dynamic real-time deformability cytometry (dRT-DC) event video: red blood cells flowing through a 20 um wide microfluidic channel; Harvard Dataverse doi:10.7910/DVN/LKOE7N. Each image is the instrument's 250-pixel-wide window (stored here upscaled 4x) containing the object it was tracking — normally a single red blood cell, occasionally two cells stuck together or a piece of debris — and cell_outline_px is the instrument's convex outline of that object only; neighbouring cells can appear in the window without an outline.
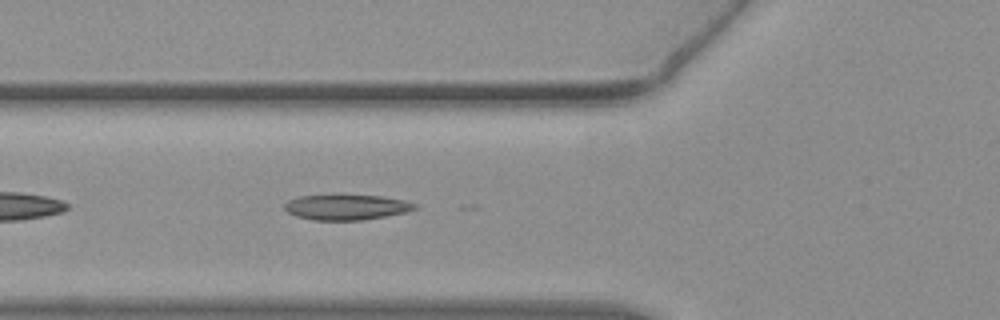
{"species": "common noctule bat (a hibernating species)", "species_latin": "Nyctalus noctula", "temperature_condition": "warm", "stored_images_in_passage": 36, "camera_frame_rate_fps": 3000, "um_per_image_px": 0.085, "animal": {"sex": "female", "body_mass_g": 19.3, "forearm_length_mm": 54.1}, "frame": {"image": 1, "passage_image": 6, "time_ms": 1.667, "image_size_px": [1000, 320], "cell_outline_px": [[416, 208], [404, 212], [364, 220], [312, 220], [296, 216], [288, 212], [284, 208], [284, 204], [288, 200], [300, 196], [380, 196], [404, 200], [416, 204]], "centroid_in_image_um": [29.41, 17.62], "position_along_channel_um": 96.4, "area_um2": 18.79}}
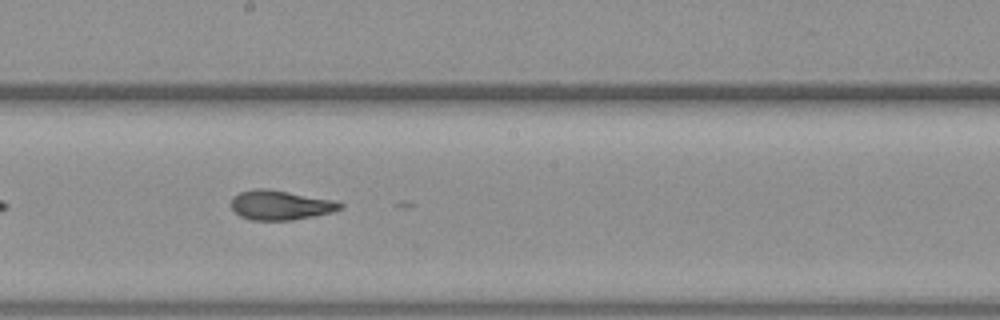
{"frame": {"image": 2, "passage_image": 16, "time_ms": 5.0, "image_size_px": [1000, 320], "cell_outline_px": [[344, 208], [332, 212], [292, 220], [252, 220], [240, 216], [232, 208], [232, 196], [240, 192], [256, 188], [268, 188], [332, 200], [344, 204]], "centroid_in_image_um": [23.83, 17.43], "position_along_channel_um": 224.4, "area_um2": 18.67}}
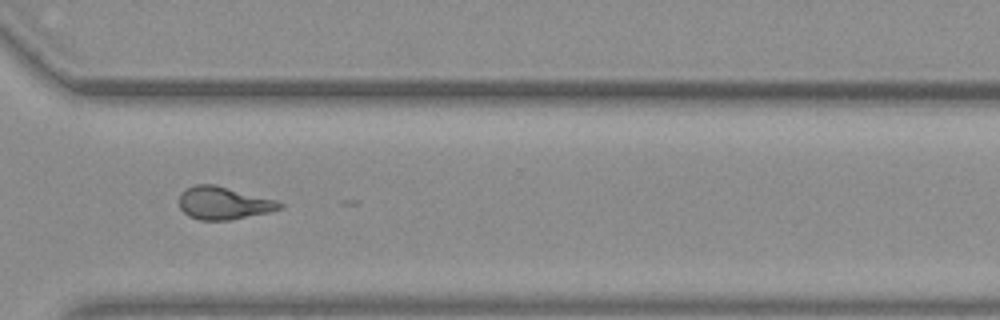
{"frame": {"image": 3, "passage_image": 26, "time_ms": 8.333, "image_size_px": [1000, 320], "cell_outline_px": [[284, 204], [280, 208], [268, 212], [228, 220], [200, 220], [188, 216], [180, 208], [180, 192], [184, 188], [196, 184], [216, 184], [276, 200]], "centroid_in_image_um": [18.96, 17.24], "position_along_channel_um": 351.6, "area_um2": 19.13}, "authors_computed_cell_mechanics": {"area_um2": 18.7561, "velocity_mm_per_s": 3.8365, "shape_relaxation_time_tau1_ms": 5.0982, "shape_relaxation_time_tau2_ms": null, "deformation_change_tau1": 0.1984, "deformation_change_tau2": null}}